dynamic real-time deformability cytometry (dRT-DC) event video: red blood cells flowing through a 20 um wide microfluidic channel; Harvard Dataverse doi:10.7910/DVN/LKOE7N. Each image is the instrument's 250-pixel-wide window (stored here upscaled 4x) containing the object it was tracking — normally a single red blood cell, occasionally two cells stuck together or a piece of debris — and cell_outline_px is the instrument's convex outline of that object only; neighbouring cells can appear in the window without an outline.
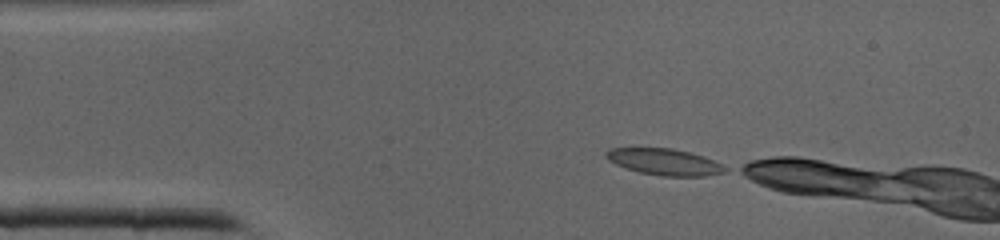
{"species": "common noctule bat (a hibernating species)", "species_latin": "Nyctalus noctula", "temperature_condition": "cold", "stored_images_in_passage": 8, "camera_frame_rate_fps": 3000, "um_per_image_px": 0.085, "animal": {"sex": "male", "body_mass_g": 19.0, "forearm_length_mm": 50.8}, "frame": {"image": 1, "passage_image": 1, "time_ms": 0.0, "image_size_px": [1000, 240], "cell_outline_px": [[728, 168], [724, 172], [704, 176], [664, 176], [640, 172], [624, 168], [608, 160], [604, 156], [604, 152], [608, 148], [672, 148], [704, 156]], "centroid_in_image_um": [56.42, 13.75], "position_along_channel_um": 28.6, "area_um2": 18.26}}
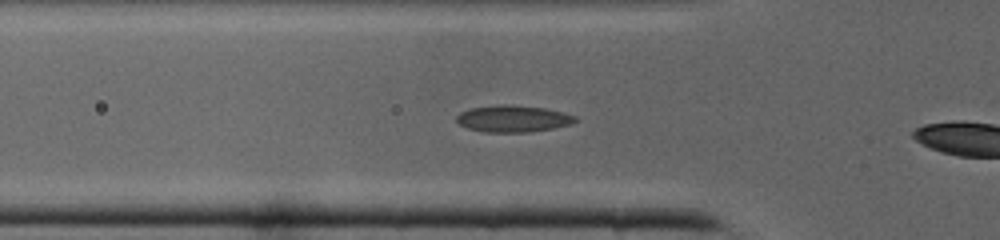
{"frame": {"image": 2, "passage_image": 7, "time_ms": 2.0, "image_size_px": [1000, 240], "cell_outline_px": [[576, 120], [568, 124], [552, 128], [528, 132], [484, 132], [468, 128], [460, 124], [456, 120], [456, 116], [460, 112], [472, 108], [496, 104], [508, 104], [544, 108], [564, 112], [576, 116]], "centroid_in_image_um": [43.57, 10.08], "position_along_channel_um": 82.2, "area_um2": 18.38}}